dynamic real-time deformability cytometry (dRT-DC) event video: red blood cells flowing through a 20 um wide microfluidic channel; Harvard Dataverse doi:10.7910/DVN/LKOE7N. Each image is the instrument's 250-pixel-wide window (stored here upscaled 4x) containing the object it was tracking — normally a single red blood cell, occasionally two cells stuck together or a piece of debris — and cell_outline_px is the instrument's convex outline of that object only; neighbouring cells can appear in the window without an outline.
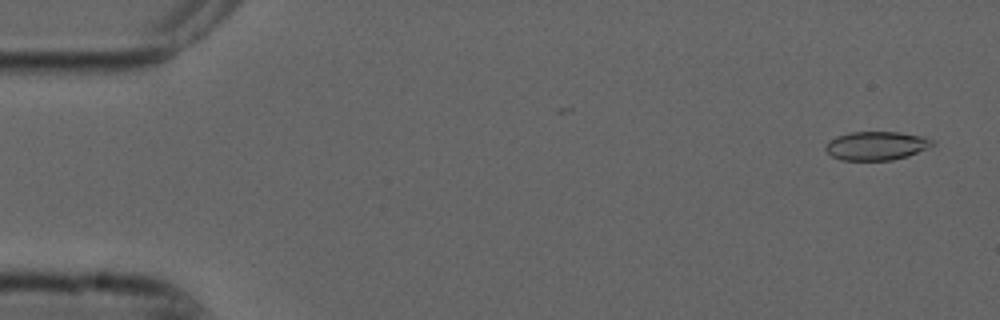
{"species": "common noctule bat (a hibernating species)", "species_latin": "Nyctalus noctula", "temperature_condition": "cold", "stored_images_in_passage": 19, "camera_frame_rate_fps": 3000, "um_per_image_px": 0.085, "animal": {"sex": "male", "forearm_length_mm": 52.5}, "frame": {"image": 1, "passage_image": 3, "time_ms": 0.667, "image_size_px": [1000, 320], "cell_outline_px": [[936, 144], [932, 148], [908, 156], [892, 160], [840, 160], [832, 156], [824, 148], [828, 140], [836, 136], [848, 132], [900, 132], [924, 136], [932, 140]], "centroid_in_image_um": [74.53, 12.38], "position_along_channel_um": 10.5, "area_um2": 18.21}}
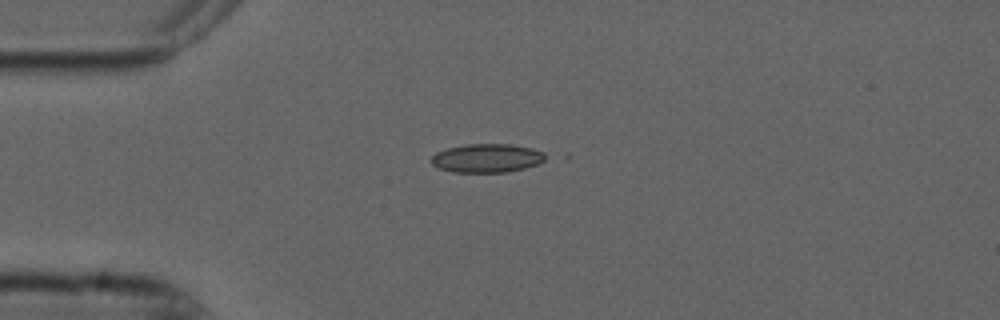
{"frame": {"image": 2, "passage_image": 14, "time_ms": 4.333, "image_size_px": [1000, 320], "cell_outline_px": [[552, 156], [536, 164], [524, 168], [508, 172], [452, 172], [440, 168], [432, 164], [428, 160], [436, 152], [448, 148], [468, 144], [512, 144], [532, 148], [544, 152]], "centroid_in_image_um": [41.42, 13.44], "position_along_channel_um": 43.6, "area_um2": 19.25}}